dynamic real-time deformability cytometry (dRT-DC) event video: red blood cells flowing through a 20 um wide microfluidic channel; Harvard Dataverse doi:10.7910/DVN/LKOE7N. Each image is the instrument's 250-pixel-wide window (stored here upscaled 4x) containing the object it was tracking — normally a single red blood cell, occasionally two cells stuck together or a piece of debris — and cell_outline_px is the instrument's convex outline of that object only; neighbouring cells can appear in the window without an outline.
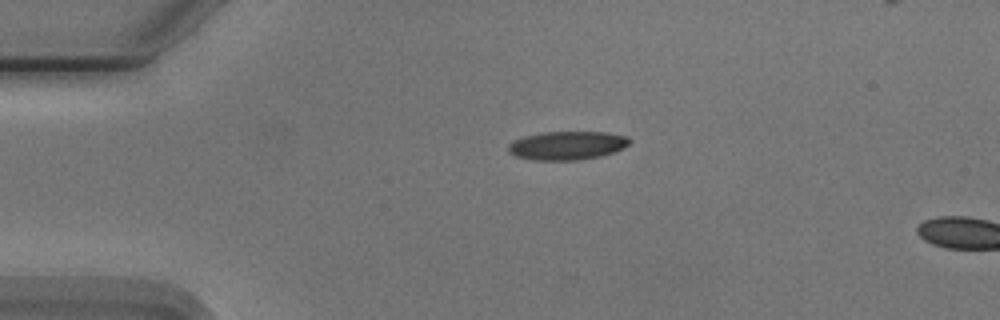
{"species": "Egyptian fruit bat (a non-hibernating species)", "species_latin": "Rousettus aegyptiacus", "temperature_condition": "cold", "stored_images_in_passage": 3, "camera_frame_rate_fps": 3000, "um_per_image_px": 0.085, "animal": {"sex": "male"}, "frame": {"image": 1, "passage_image": 1, "time_ms": 0.0, "image_size_px": [1000, 320], "cell_outline_px": [[632, 140], [624, 148], [600, 156], [580, 160], [536, 160], [516, 156], [508, 152], [508, 144], [524, 136], [544, 132], [608, 132], [628, 136]], "centroid_in_image_um": [48.24, 12.36], "position_along_channel_um": 36.8, "area_um2": 20.17}}